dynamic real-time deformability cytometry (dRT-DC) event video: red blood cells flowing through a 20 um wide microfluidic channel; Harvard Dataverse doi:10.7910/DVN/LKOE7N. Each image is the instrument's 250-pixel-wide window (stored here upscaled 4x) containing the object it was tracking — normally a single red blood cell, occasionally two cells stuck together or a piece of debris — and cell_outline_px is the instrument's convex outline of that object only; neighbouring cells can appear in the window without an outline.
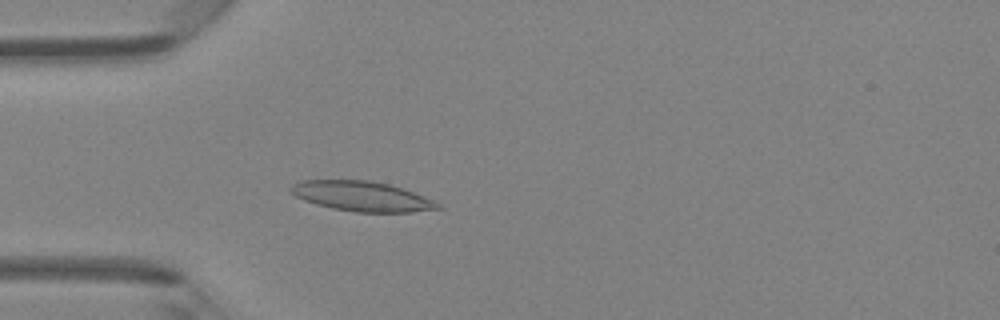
{"species": "Egyptian fruit bat (a non-hibernating species)", "species_latin": "Rousettus aegyptiacus", "temperature_condition": "room temperature", "stored_images_in_passage": 43, "camera_frame_rate_fps": 3000, "um_per_image_px": 0.085, "animal": {"sex": "female"}, "frame": {"image": 1, "passage_image": 10, "time_ms": 3.0, "image_size_px": [1000, 320], "cell_outline_px": [[444, 208], [412, 212], [356, 212], [332, 208], [316, 204], [304, 200], [288, 192], [288, 188], [292, 184], [300, 180], [372, 180], [388, 184], [436, 200]], "centroid_in_image_um": [30.74, 16.68], "position_along_channel_um": 54.3, "area_um2": 25.78}}
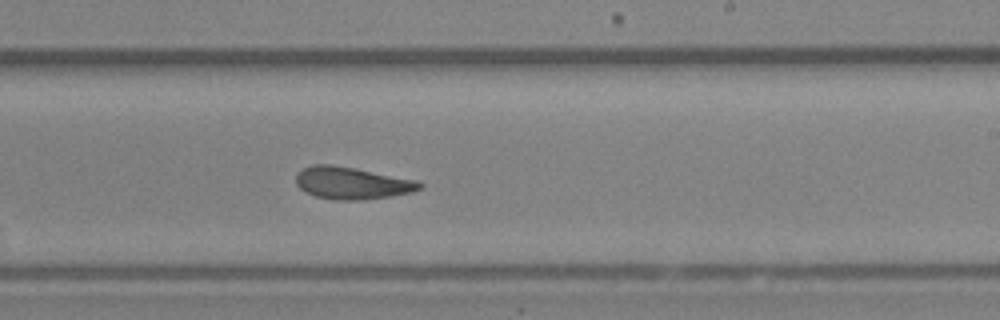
{"frame": {"image": 2, "passage_image": 25, "time_ms": 8.0, "image_size_px": [1000, 320], "cell_outline_px": [[424, 188], [412, 192], [392, 196], [356, 200], [332, 200], [316, 196], [300, 188], [296, 184], [296, 172], [312, 164], [328, 164], [352, 168], [416, 180], [424, 184]], "centroid_in_image_um": [29.91, 15.57], "position_along_channel_um": 259.1, "area_um2": 23.0}}
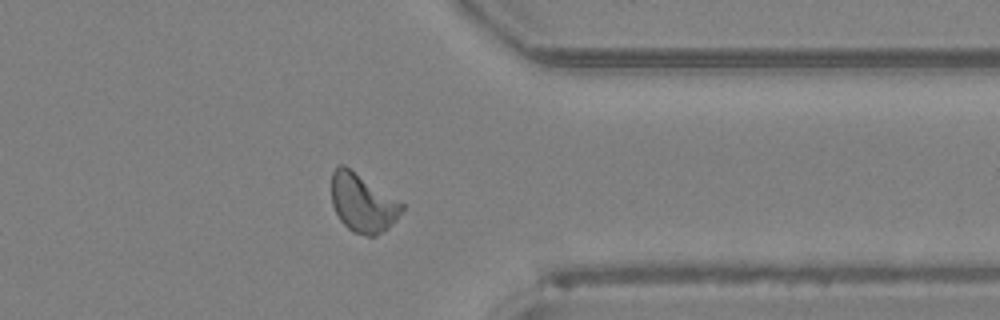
{"frame": {"image": 3, "passage_image": 34, "time_ms": 11.0, "image_size_px": [1000, 320], "cell_outline_px": [[404, 208], [396, 220], [388, 228], [376, 236], [368, 236], [352, 232], [340, 220], [332, 204], [332, 172], [340, 164], [344, 164], [404, 204]], "centroid_in_image_um": [30.83, 17.26], "position_along_channel_um": 380.6, "area_um2": 23.76}, "authors_computed_cell_mechanics": {"area_um2": 23.409, "velocity_mm_per_s": 4.2579, "shape_relaxation_time_tau1_ms": 5.1093, "shape_relaxation_time_tau2_ms": 2.4828, "deformation_change_tau1": 0.14, "deformation_change_tau2": 0.099}}